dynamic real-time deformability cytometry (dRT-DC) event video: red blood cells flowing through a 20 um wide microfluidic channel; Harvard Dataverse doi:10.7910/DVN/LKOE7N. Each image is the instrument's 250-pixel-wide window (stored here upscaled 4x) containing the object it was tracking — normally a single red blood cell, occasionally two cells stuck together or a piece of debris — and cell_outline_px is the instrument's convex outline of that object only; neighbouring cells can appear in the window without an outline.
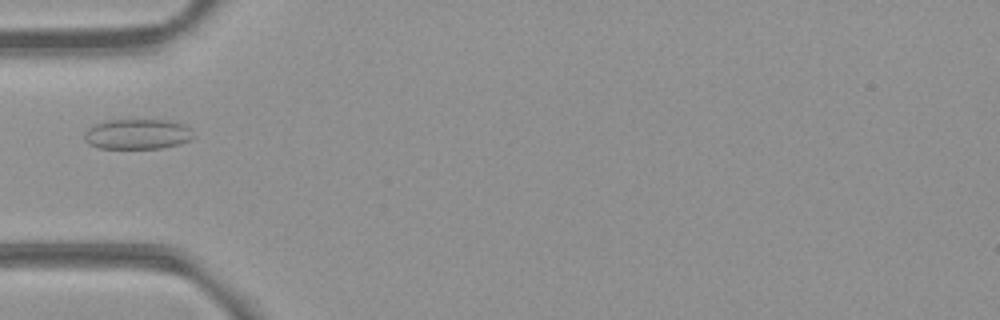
{"species": "common noctule bat (a hibernating species)", "species_latin": "Nyctalus noctula", "temperature_condition": "room temperature", "stored_images_in_passage": 6, "camera_frame_rate_fps": 3000, "um_per_image_px": 0.085, "animal": {"sex": "female", "body_mass_g": 21.9}, "frame": {"image": 1, "passage_image": 5, "time_ms": 1.333, "image_size_px": [1000, 320], "cell_outline_px": [[196, 136], [188, 140], [176, 144], [160, 148], [100, 148], [88, 144], [84, 140], [84, 132], [88, 128], [96, 124], [108, 120], [168, 120], [184, 124]], "centroid_in_image_um": [11.65, 11.39], "position_along_channel_um": 73.3, "area_um2": 19.07}}